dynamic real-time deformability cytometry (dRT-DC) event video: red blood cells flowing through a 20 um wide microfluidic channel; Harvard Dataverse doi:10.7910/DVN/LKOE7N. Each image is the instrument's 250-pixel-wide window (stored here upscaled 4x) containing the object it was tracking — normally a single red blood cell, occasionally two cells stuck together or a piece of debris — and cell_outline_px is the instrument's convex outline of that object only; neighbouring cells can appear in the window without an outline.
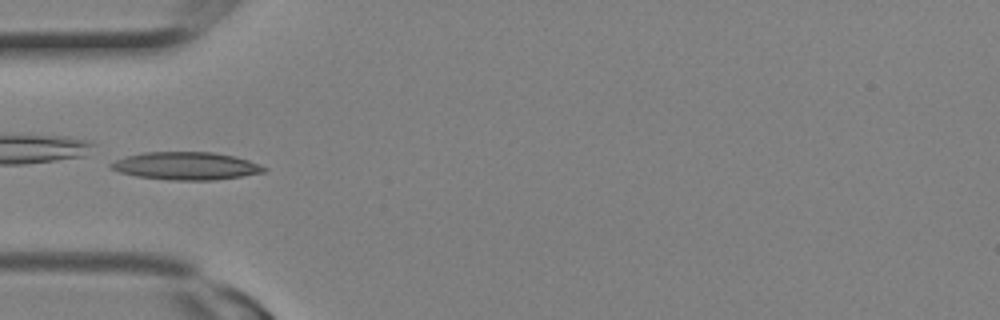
{"species": "Egyptian fruit bat (a non-hibernating species)", "species_latin": "Rousettus aegyptiacus", "temperature_condition": "room temperature", "stored_images_in_passage": 2, "camera_frame_rate_fps": 3000, "um_per_image_px": 0.085, "animal": {"sex": "female"}, "frame": {"image": 1, "passage_image": 2, "time_ms": 0.333, "image_size_px": [1000, 320], "cell_outline_px": [[268, 168], [264, 172], [240, 176], [212, 180], [168, 180], [136, 176], [120, 172], [112, 168], [108, 164], [124, 156], [144, 152], [212, 152], [236, 156], [248, 160]], "centroid_in_image_um": [15.79, 14.1], "position_along_channel_um": 69.2, "area_um2": 24.68}}